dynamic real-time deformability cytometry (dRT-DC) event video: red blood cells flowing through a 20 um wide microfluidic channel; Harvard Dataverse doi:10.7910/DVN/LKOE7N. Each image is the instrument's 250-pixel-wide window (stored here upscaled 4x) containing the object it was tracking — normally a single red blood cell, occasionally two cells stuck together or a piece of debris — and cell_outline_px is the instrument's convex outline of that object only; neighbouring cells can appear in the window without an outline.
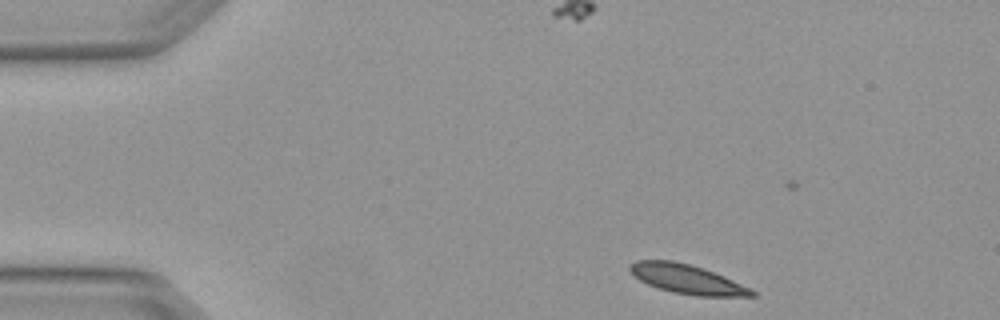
{"species": "Egyptian fruit bat (a non-hibernating species)", "species_latin": "Rousettus aegyptiacus", "temperature_condition": "warm", "stored_images_in_passage": 6, "camera_frame_rate_fps": 3000, "um_per_image_px": 0.085, "animal": {"sex": "female"}, "frame": {"image": 1, "passage_image": 1, "time_ms": 0.0, "image_size_px": [1000, 320], "cell_outline_px": [[756, 296], [696, 296], [672, 292], [648, 284], [640, 280], [628, 268], [628, 264], [636, 260], [672, 260], [704, 268], [724, 276], [752, 288], [756, 292]], "centroid_in_image_um": [58.43, 23.72], "position_along_channel_um": 26.6, "area_um2": 20.75}}
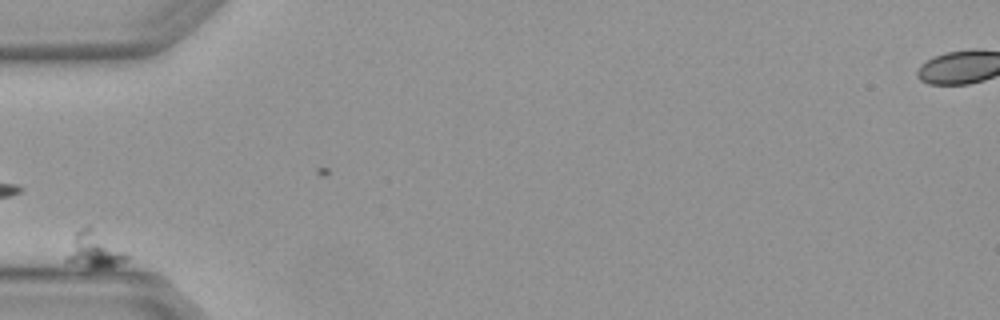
{"frame": {"image": 2, "passage_image": 4, "time_ms": 1.0, "image_size_px": [1000, 320], "cell_outline_px": [[128, 260], [112, 268], [92, 268], [64, 260], [76, 232], [80, 228], [88, 224], [92, 224], [124, 252], [128, 256]], "centroid_in_image_um": [8.03, 21.22], "position_along_channel_um": 77.0, "area_um2": 12.77}}